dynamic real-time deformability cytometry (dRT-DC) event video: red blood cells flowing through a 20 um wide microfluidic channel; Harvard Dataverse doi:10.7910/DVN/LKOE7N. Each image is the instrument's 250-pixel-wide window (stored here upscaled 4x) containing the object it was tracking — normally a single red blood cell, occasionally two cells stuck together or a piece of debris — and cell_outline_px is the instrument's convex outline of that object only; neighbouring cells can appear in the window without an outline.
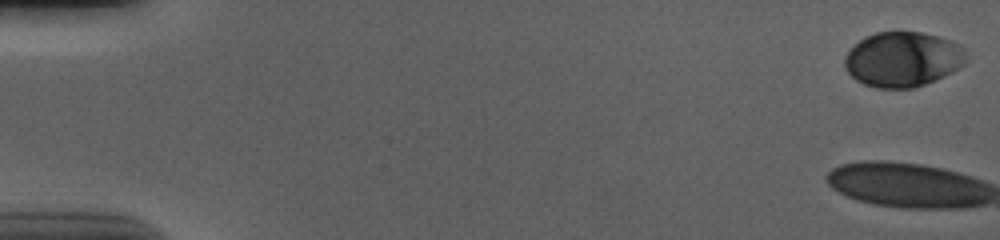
{"species": "human", "species_latin": "Homo sapiens", "temperature_condition": "cold", "stored_images_in_passage": 48, "camera_frame_rate_fps": 3000, "um_per_image_px": 0.085, "donor": {"sex": "male"}, "frame": {"image": 1, "passage_image": 1, "time_ms": 0.0, "image_size_px": [1000, 240], "cell_outline_px": [[964, 64], [960, 68], [944, 76], [924, 84], [912, 88], [876, 88], [864, 84], [856, 80], [844, 68], [844, 60], [848, 52], [864, 36], [876, 32], [920, 32], [936, 36], [960, 44], [964, 48]], "centroid_in_image_um": [76.72, 5.04], "position_along_channel_um": 8.3, "area_um2": 38.73}}